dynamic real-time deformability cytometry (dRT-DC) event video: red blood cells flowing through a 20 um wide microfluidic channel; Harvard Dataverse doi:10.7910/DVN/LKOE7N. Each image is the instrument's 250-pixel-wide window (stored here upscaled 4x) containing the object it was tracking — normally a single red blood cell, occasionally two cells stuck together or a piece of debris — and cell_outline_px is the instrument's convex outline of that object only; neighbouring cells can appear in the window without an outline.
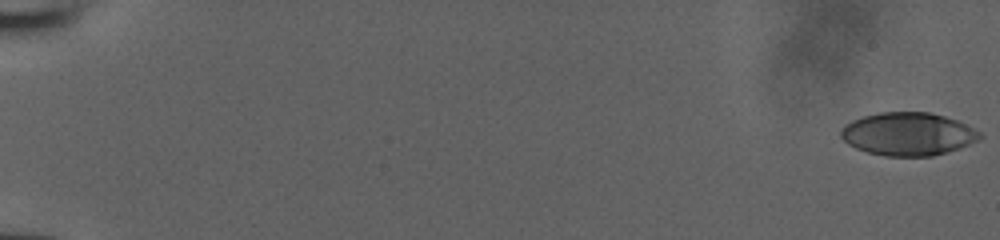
{"species": "human", "species_latin": "Homo sapiens", "temperature_condition": "room temperature", "stored_images_in_passage": 53, "camera_frame_rate_fps": 3000, "um_per_image_px": 0.085, "donor": {"sex": "male"}, "frame": {"image": 1, "passage_image": 1, "time_ms": 0.0, "image_size_px": [1000, 240], "cell_outline_px": [[984, 136], [960, 148], [932, 156], [884, 156], [868, 152], [856, 148], [848, 144], [840, 136], [840, 132], [852, 120], [864, 116], [880, 112], [928, 112], [944, 116], [956, 120], [980, 132]], "centroid_in_image_um": [77.18, 11.39], "position_along_channel_um": 7.8, "area_um2": 34.51}}
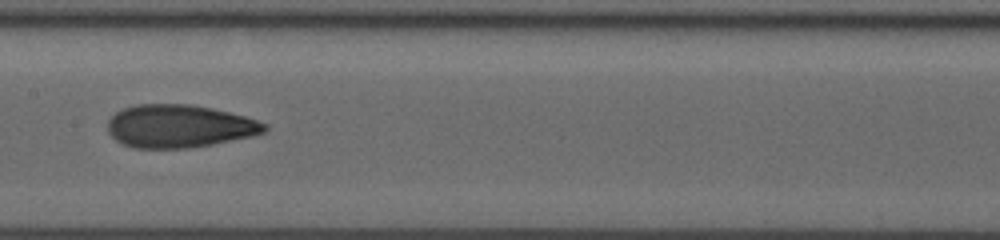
{"frame": {"image": 2, "passage_image": 30, "time_ms": 9.667, "image_size_px": [1000, 240], "cell_outline_px": [[268, 128], [264, 132], [252, 136], [212, 144], [188, 148], [132, 148], [116, 140], [108, 132], [108, 120], [116, 112], [124, 108], [136, 104], [192, 104], [212, 108], [244, 116], [268, 124]], "centroid_in_image_um": [15.23, 10.72], "position_along_channel_um": 192.2, "area_um2": 39.19}}
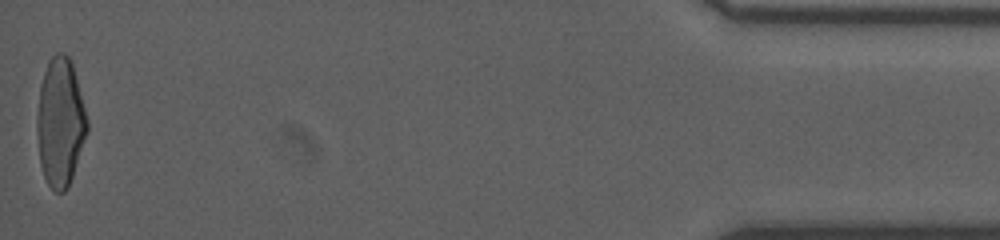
{"frame": {"image": 3, "passage_image": 53, "time_ms": 17.333, "image_size_px": [1000, 240], "cell_outline_px": [[88, 132], [68, 188], [64, 192], [56, 192], [48, 184], [44, 176], [40, 164], [36, 132], [36, 116], [40, 84], [48, 60], [56, 52], [64, 52], [68, 56], [72, 64], [88, 120]], "centroid_in_image_um": [5.11, 10.4], "position_along_channel_um": 430.1, "area_um2": 37.74}}